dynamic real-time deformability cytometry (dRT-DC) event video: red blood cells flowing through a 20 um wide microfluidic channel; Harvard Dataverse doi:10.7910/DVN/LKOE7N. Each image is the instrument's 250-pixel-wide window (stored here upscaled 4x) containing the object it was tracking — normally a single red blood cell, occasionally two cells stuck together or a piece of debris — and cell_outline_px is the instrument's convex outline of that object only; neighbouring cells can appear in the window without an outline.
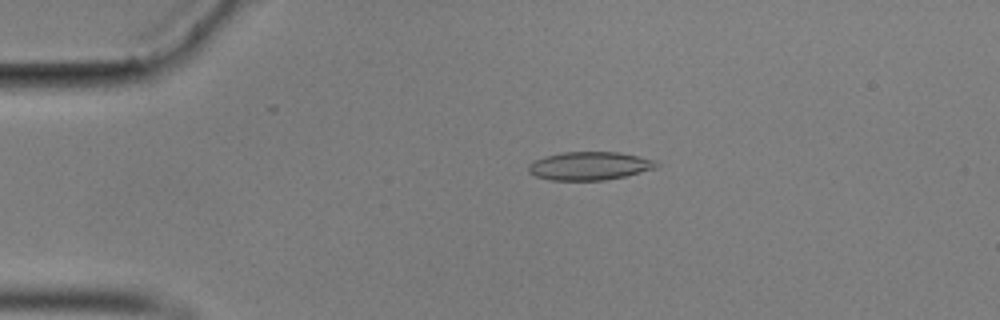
{"species": "common noctule bat (a hibernating species)", "species_latin": "Nyctalus noctula", "temperature_condition": "cold", "stored_images_in_passage": 51, "camera_frame_rate_fps": 3000, "um_per_image_px": 0.085, "animal": {"sex": "male", "body_mass_g": 17.9}, "frame": {"image": 1, "passage_image": 6, "time_ms": 1.667, "image_size_px": [1000, 320], "cell_outline_px": [[660, 164], [656, 168], [624, 176], [604, 180], [548, 180], [536, 176], [528, 172], [528, 164], [532, 160], [544, 156], [564, 152], [620, 152], [640, 156], [656, 160]], "centroid_in_image_um": [50.09, 14.09], "position_along_channel_um": 34.9, "area_um2": 21.27}}
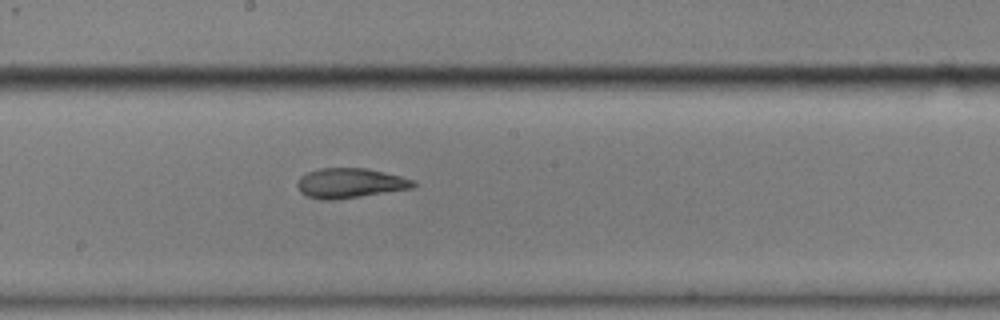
{"frame": {"image": 2, "passage_image": 25, "time_ms": 8.0, "image_size_px": [1000, 320], "cell_outline_px": [[416, 184], [412, 188], [360, 196], [332, 200], [320, 200], [308, 196], [300, 192], [296, 184], [300, 176], [308, 172], [320, 168], [368, 168], [416, 180]], "centroid_in_image_um": [29.74, 15.56], "position_along_channel_um": 218.5, "area_um2": 20.11}}
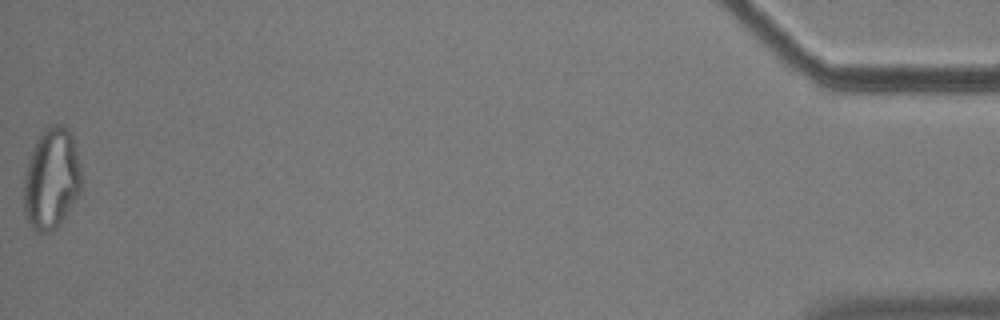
{"frame": {"image": 3, "passage_image": 51, "time_ms": 16.667, "image_size_px": [1000, 320], "cell_outline_px": [[80, 192], [56, 228], [48, 232], [36, 232], [28, 224], [24, 216], [24, 176], [28, 160], [32, 148], [40, 132], [52, 124], [64, 124], [72, 132], [80, 164]], "centroid_in_image_um": [4.35, 15.16], "position_along_channel_um": 430.8, "area_um2": 34.16}, "authors_computed_cell_mechanics": {"area_um2": 21.0392, "velocity_mm_per_s": 3.5276, "shape_relaxation_time_tau1_ms": 9.5657, "shape_relaxation_time_tau2_ms": 2.975, "deformation_change_tau1": 0.2609, "deformation_change_tau2": 0.1196}}